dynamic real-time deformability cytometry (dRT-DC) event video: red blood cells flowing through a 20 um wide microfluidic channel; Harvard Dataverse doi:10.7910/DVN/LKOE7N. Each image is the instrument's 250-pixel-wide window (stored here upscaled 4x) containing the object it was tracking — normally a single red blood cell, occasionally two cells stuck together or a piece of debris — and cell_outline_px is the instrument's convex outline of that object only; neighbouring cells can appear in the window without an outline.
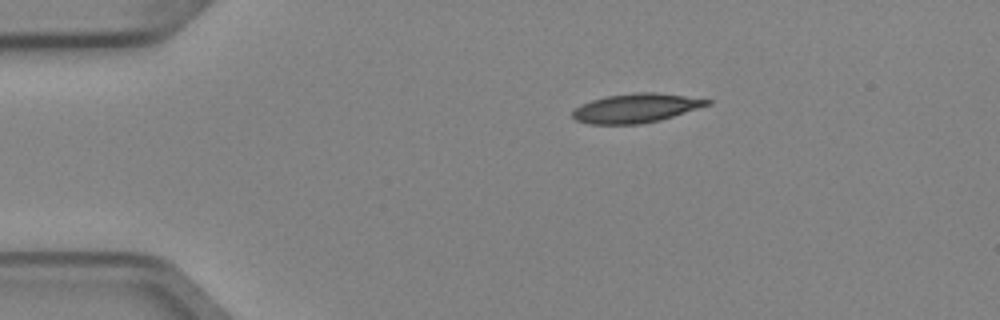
{"species": "Egyptian fruit bat (a non-hibernating species)", "species_latin": "Rousettus aegyptiacus", "temperature_condition": "cold", "stored_images_in_passage": 3, "camera_frame_rate_fps": 3000, "um_per_image_px": 0.085, "animal": {"sex": "female"}, "frame": {"image": 1, "passage_image": 1, "time_ms": 0.0, "image_size_px": [1000, 320], "cell_outline_px": [[712, 104], [660, 120], [640, 124], [588, 124], [576, 120], [572, 116], [572, 112], [580, 104], [604, 96], [636, 92], [656, 92], [712, 100]], "centroid_in_image_um": [54.04, 9.19], "position_along_channel_um": 31.0, "area_um2": 22.83}}
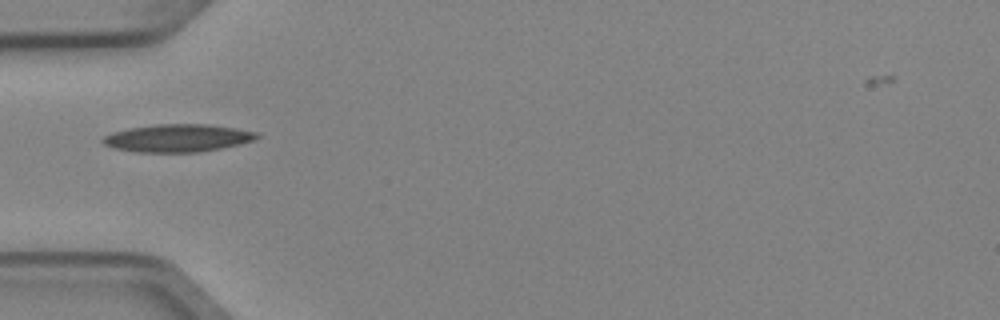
{"frame": {"image": 2, "passage_image": 3, "time_ms": 0.667, "image_size_px": [1000, 320], "cell_outline_px": [[260, 136], [256, 140], [240, 144], [220, 148], [196, 152], [136, 152], [112, 148], [104, 144], [100, 140], [104, 136], [112, 132], [128, 128], [152, 124], [208, 124], [236, 128], [256, 132]], "centroid_in_image_um": [15.07, 11.73], "position_along_channel_um": 69.9, "area_um2": 25.03}}